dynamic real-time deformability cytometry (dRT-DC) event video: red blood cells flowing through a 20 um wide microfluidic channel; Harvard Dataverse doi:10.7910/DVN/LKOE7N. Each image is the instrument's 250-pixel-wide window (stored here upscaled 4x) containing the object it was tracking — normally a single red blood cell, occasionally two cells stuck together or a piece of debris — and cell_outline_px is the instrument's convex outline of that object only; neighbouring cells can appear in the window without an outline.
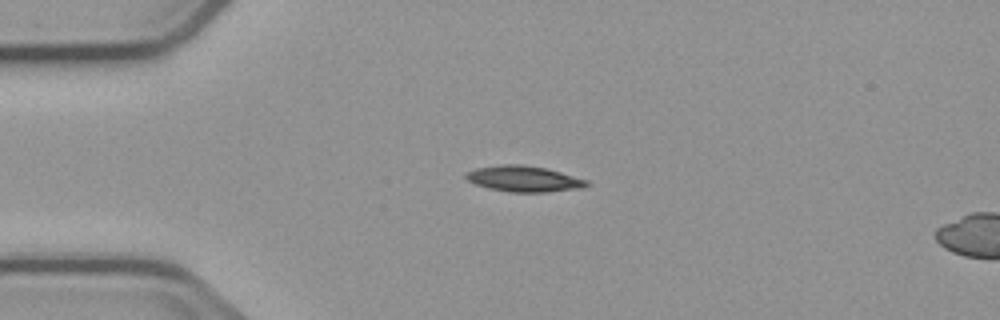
{"species": "common noctule bat (a hibernating species)", "species_latin": "Nyctalus noctula", "temperature_condition": "cold", "stored_images_in_passage": 4, "segment_of_instrument_passage": [1, 2], "camera_frame_rate_fps": 3000, "um_per_image_px": 0.085, "animal": {"sex": "male", "body_mass_g": 23.1, "forearm_length_mm": 52.7}, "frame": {"image": 1, "passage_image": 2, "time_ms": 2.333, "image_size_px": [1000, 320], "cell_outline_px": [[592, 184], [584, 188], [548, 192], [508, 192], [488, 188], [476, 184], [468, 180], [464, 176], [468, 172], [476, 168], [504, 164], [520, 164], [544, 168], [560, 172], [588, 180]], "centroid_in_image_um": [44.58, 15.21], "position_along_channel_um": 40.4, "area_um2": 18.21}}